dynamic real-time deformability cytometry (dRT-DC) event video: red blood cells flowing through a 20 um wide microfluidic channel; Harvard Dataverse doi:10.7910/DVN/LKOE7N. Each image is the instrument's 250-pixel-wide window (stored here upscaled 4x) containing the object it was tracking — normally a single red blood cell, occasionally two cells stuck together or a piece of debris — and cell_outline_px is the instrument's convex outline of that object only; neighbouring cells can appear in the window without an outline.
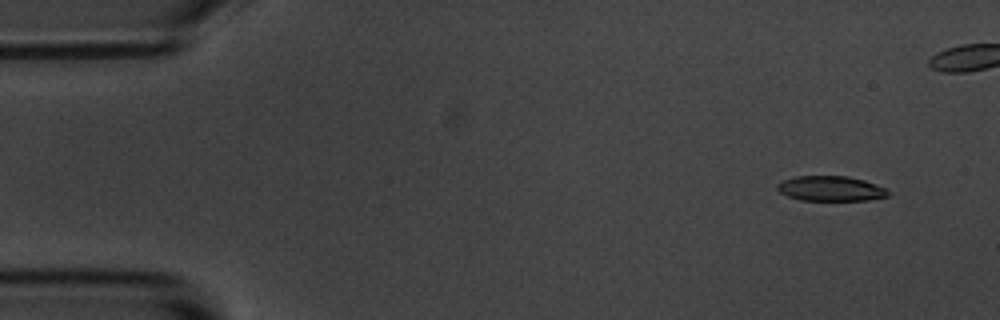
{"species": "common noctule bat (a hibernating species)", "species_latin": "Nyctalus noctula", "temperature_condition": "room temperature", "stored_images_in_passage": 17, "segment_of_instrument_passage": [1, 2], "camera_frame_rate_fps": 3000, "um_per_image_px": 0.085, "animal": {"sex": "male", "body_mass_g": 20.1, "forearm_length_mm": 53.5}, "frame": {"image": 1, "passage_image": 1, "time_ms": 0.0, "image_size_px": [1000, 320], "cell_outline_px": [[892, 192], [888, 196], [868, 200], [800, 200], [788, 196], [780, 192], [776, 188], [776, 184], [784, 180], [796, 176], [848, 176], [864, 180], [884, 188]], "centroid_in_image_um": [70.61, 16.03], "position_along_channel_um": 14.4, "area_um2": 16.13}}
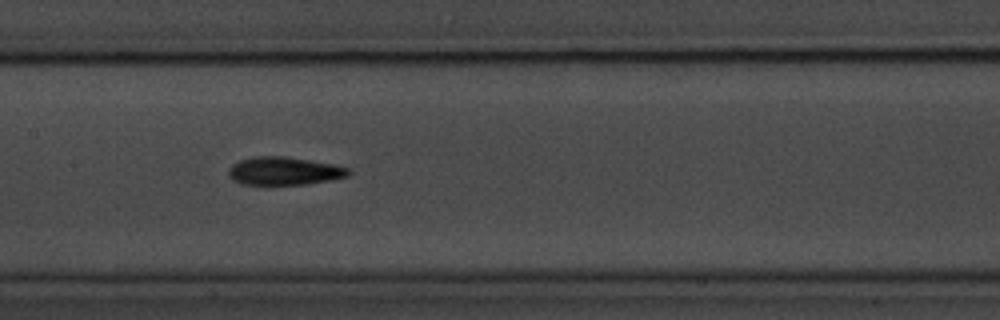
{"frame": {"image": 2, "passage_image": 7, "time_ms": 7.333, "image_size_px": [1000, 320], "cell_outline_px": [[352, 172], [348, 176], [332, 180], [308, 184], [244, 184], [232, 180], [228, 176], [228, 168], [232, 164], [240, 160], [256, 156], [284, 156], [336, 164], [348, 168]], "centroid_in_image_um": [24.17, 14.53], "position_along_channel_um": 183.2, "area_um2": 19.77}}
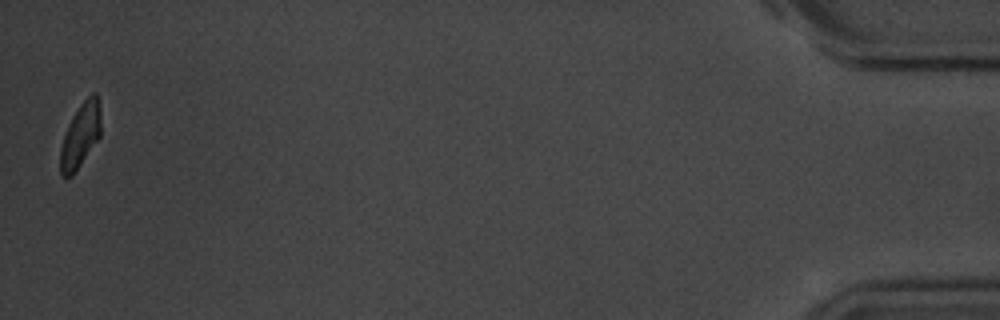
{"frame": {"image": 3, "passage_image": 16, "time_ms": 18.667, "image_size_px": [1000, 320], "cell_outline_px": [[100, 136], [72, 176], [60, 176], [60, 148], [68, 124], [72, 116], [80, 104], [92, 92], [96, 92], [100, 108]], "centroid_in_image_um": [6.83, 11.49], "position_along_channel_um": 428.4, "area_um2": 15.09}}